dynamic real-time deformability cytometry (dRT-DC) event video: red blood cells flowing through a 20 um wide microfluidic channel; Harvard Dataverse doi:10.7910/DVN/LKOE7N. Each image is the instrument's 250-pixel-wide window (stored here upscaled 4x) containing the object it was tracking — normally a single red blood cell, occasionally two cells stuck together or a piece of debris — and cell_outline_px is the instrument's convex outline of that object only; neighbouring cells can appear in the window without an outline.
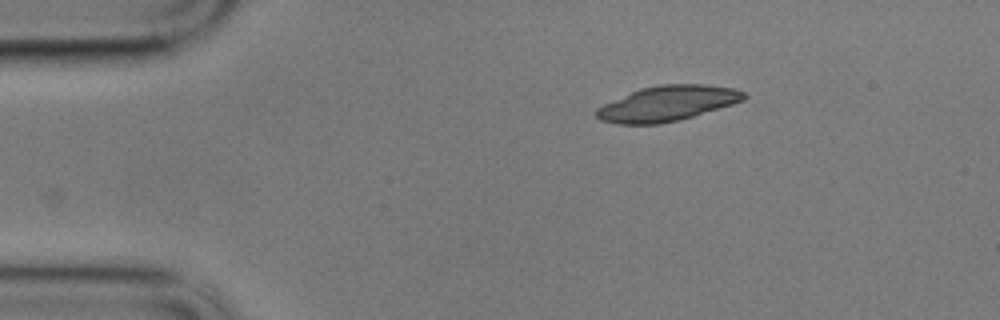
{"species": "common noctule bat (a hibernating species)", "species_latin": "Nyctalus noctula", "temperature_condition": "cold", "stored_images_in_passage": 46, "camera_frame_rate_fps": 3000, "um_per_image_px": 0.085, "animal": {"sex": "male", "body_mass_g": 17.9}, "frame": {"image": 1, "passage_image": 1, "time_ms": 0.0, "image_size_px": [1000, 320], "cell_outline_px": [[748, 96], [744, 100], [732, 104], [680, 120], [660, 124], [616, 124], [600, 120], [596, 116], [596, 108], [604, 104], [640, 88], [656, 84], [704, 84], [732, 88], [744, 92]], "centroid_in_image_um": [56.72, 8.79], "position_along_channel_um": 28.3, "area_um2": 30.23}}